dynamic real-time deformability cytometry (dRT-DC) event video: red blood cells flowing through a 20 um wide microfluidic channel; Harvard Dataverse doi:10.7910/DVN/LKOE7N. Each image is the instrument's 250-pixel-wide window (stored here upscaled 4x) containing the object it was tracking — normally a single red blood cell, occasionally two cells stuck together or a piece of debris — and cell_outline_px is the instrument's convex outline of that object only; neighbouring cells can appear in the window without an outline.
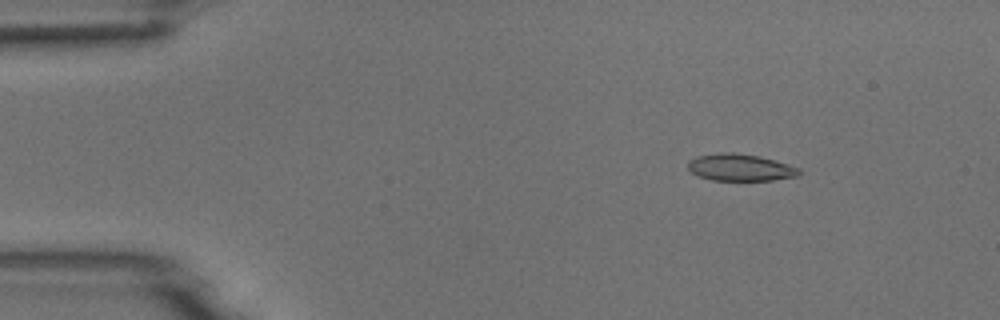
{"species": "common noctule bat (a hibernating species)", "species_latin": "Nyctalus noctula", "temperature_condition": "room temperature", "stored_images_in_passage": 5, "camera_frame_rate_fps": 3000, "um_per_image_px": 0.085, "animal": {"sex": "male", "body_mass_g": 18.8}, "frame": {"image": 1, "passage_image": 2, "time_ms": 1.333, "image_size_px": [1000, 320], "cell_outline_px": [[800, 176], [772, 180], [712, 180], [696, 176], [688, 168], [688, 160], [696, 156], [720, 152], [736, 152], [760, 156], [788, 164], [800, 168]], "centroid_in_image_um": [62.91, 14.23], "position_along_channel_um": 22.1, "area_um2": 17.69}}
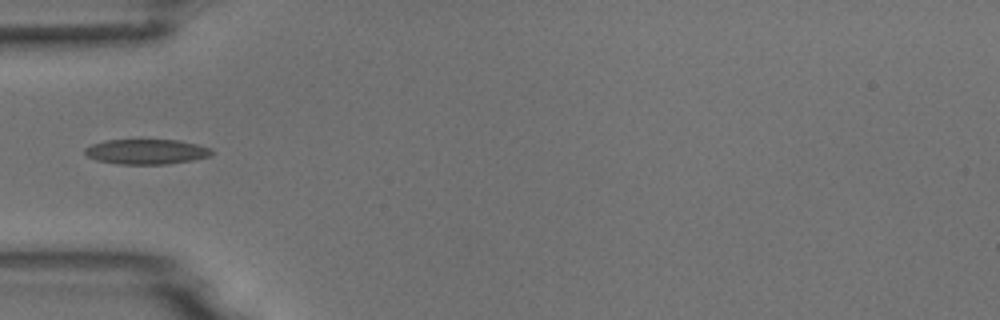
{"frame": {"image": 2, "passage_image": 4, "time_ms": 4.667, "image_size_px": [1000, 320], "cell_outline_px": [[216, 152], [212, 156], [192, 160], [168, 164], [116, 164], [96, 160], [88, 156], [84, 152], [84, 148], [92, 144], [104, 140], [180, 140], [212, 148]], "centroid_in_image_um": [12.48, 12.89], "position_along_channel_um": 72.5, "area_um2": 18.73}}